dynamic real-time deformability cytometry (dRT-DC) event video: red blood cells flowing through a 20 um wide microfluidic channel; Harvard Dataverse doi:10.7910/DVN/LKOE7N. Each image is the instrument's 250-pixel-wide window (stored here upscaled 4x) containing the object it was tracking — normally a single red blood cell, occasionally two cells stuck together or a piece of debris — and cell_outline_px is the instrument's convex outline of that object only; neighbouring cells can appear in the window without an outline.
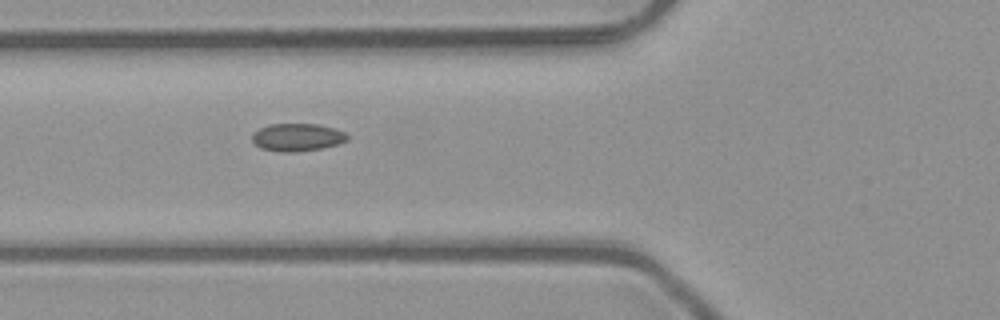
{"species": "common noctule bat (a hibernating species)", "species_latin": "Nyctalus noctula", "temperature_condition": "room temperature", "stored_images_in_passage": 4, "camera_frame_rate_fps": 3000, "um_per_image_px": 0.085, "animal": {"sex": "male", "body_mass_g": 23.1, "forearm_length_mm": 52.7}, "frame": {"image": 1, "passage_image": 2, "time_ms": 0.333, "image_size_px": [1000, 320], "cell_outline_px": [[348, 140], [336, 144], [320, 148], [296, 152], [280, 152], [260, 148], [252, 140], [252, 132], [268, 124], [316, 124], [332, 128], [344, 132], [348, 136]], "centroid_in_image_um": [25.22, 11.67], "position_along_channel_um": 100.6, "area_um2": 15.26}}
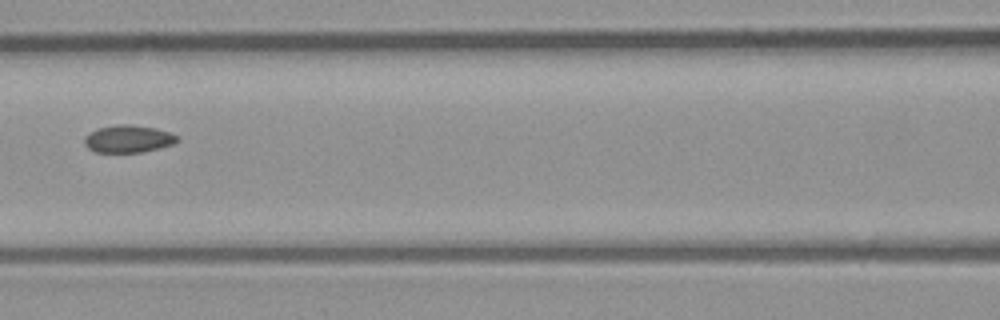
{"frame": {"image": 2, "passage_image": 3, "time_ms": 0.667, "image_size_px": [1000, 320], "cell_outline_px": [[180, 140], [172, 144], [160, 148], [140, 152], [96, 152], [88, 148], [84, 144], [84, 136], [96, 128], [116, 124], [128, 124], [156, 128], [168, 132], [176, 136]], "centroid_in_image_um": [10.86, 11.79], "position_along_channel_um": 155.7, "area_um2": 14.85}}
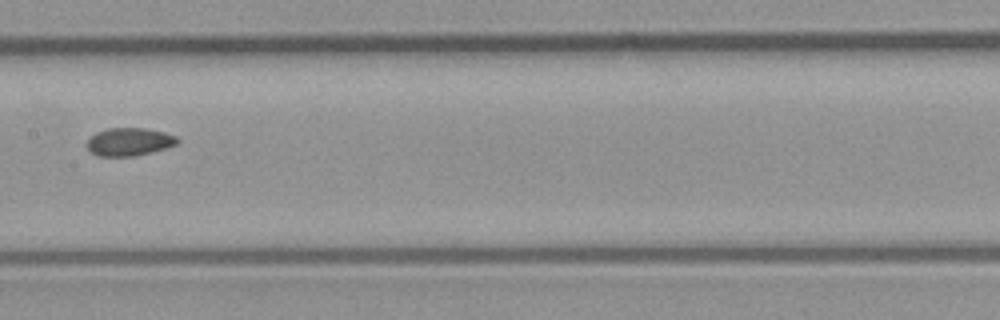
{"frame": {"image": 3, "passage_image": 4, "time_ms": 1.0, "image_size_px": [1000, 320], "cell_outline_px": [[180, 140], [176, 144], [168, 148], [152, 152], [132, 156], [100, 156], [92, 152], [84, 144], [96, 132], [108, 128], [144, 128], [164, 132], [176, 136]], "centroid_in_image_um": [11.0, 12.05], "position_along_channel_um": 196.4, "area_um2": 14.74}}